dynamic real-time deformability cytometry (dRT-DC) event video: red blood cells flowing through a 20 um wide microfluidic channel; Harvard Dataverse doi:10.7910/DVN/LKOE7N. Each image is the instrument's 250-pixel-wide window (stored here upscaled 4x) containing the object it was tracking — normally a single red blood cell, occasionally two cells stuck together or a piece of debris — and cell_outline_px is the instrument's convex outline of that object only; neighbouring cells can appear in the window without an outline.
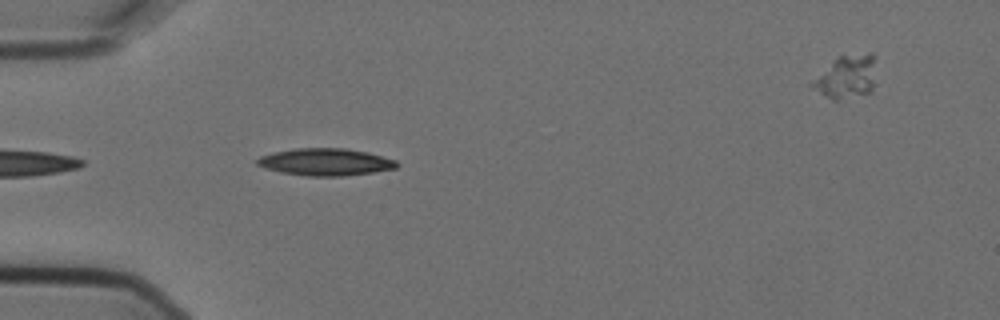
{"species": "Egyptian fruit bat (a non-hibernating species)", "species_latin": "Rousettus aegyptiacus", "temperature_condition": "cold", "stored_images_in_passage": 5, "segment_of_instrument_passage": [1, 2], "camera_frame_rate_fps": 3000, "um_per_image_px": 0.085, "animal": {"sex": "female"}, "frame": {"image": 1, "passage_image": 4, "time_ms": 1.0, "image_size_px": [1000, 320], "cell_outline_px": [[400, 164], [396, 168], [372, 172], [344, 176], [308, 176], [280, 172], [264, 168], [256, 164], [256, 160], [260, 156], [272, 152], [296, 148], [344, 148], [368, 152], [396, 160]], "centroid_in_image_um": [27.65, 13.76], "position_along_channel_um": 57.4, "area_um2": 22.2}}